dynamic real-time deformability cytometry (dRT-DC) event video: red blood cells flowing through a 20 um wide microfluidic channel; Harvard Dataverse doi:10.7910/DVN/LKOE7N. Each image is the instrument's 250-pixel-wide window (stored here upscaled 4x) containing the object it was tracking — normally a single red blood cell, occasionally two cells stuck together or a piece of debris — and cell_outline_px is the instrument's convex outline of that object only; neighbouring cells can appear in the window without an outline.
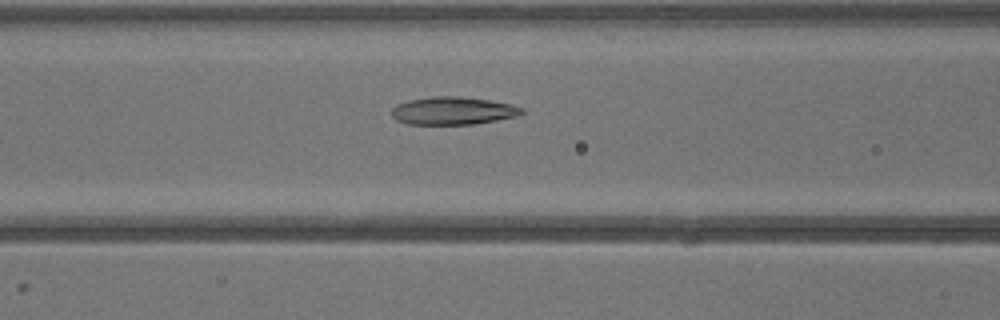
{"species": "common noctule bat (a hibernating species)", "species_latin": "Nyctalus noctula", "temperature_condition": "warm", "stored_images_in_passage": 40, "camera_frame_rate_fps": 3000, "um_per_image_px": 0.085, "animal": {"sex": "male", "body_mass_g": 13.3}, "frame": {"image": 1, "passage_image": 17, "time_ms": 5.333, "image_size_px": [1000, 320], "cell_outline_px": [[524, 112], [516, 116], [496, 120], [472, 124], [408, 124], [396, 120], [392, 116], [392, 108], [396, 104], [408, 100], [432, 96], [460, 96], [488, 100], [512, 104], [524, 108]], "centroid_in_image_um": [38.48, 9.41], "position_along_channel_um": 128.1, "area_um2": 21.1}}
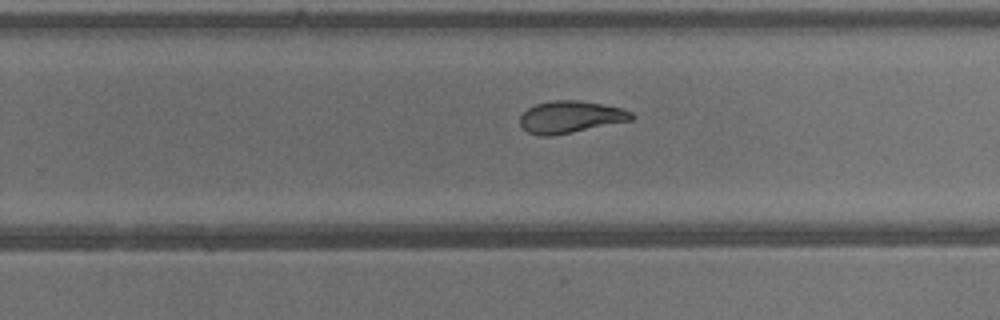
{"frame": {"image": 2, "passage_image": 26, "time_ms": 8.333, "image_size_px": [1000, 320], "cell_outline_px": [[636, 116], [632, 120], [552, 136], [540, 136], [528, 132], [520, 124], [520, 116], [528, 108], [536, 104], [552, 100], [580, 100], [620, 108], [632, 112]], "centroid_in_image_um": [48.48, 9.94], "position_along_channel_um": 281.3, "area_um2": 20.69}}
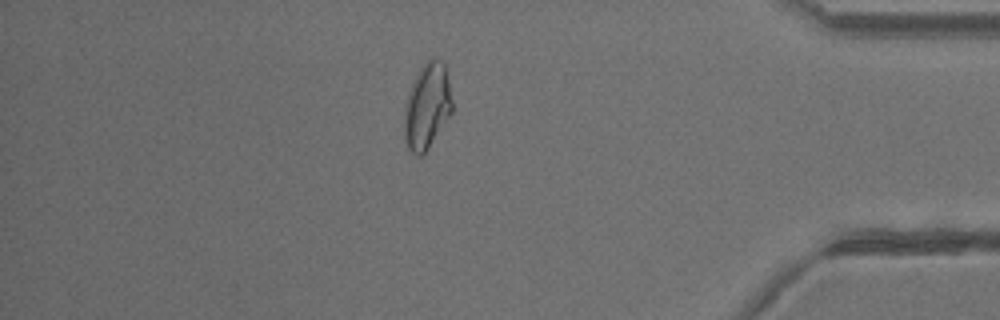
{"frame": {"image": 3, "passage_image": 35, "time_ms": 11.333, "image_size_px": [1000, 320], "cell_outline_px": [[452, 112], [428, 148], [420, 156], [416, 156], [408, 148], [404, 140], [404, 108], [408, 92], [420, 68], [428, 60], [440, 60], [444, 64], [448, 80], [452, 100]], "centroid_in_image_um": [36.28, 9.06], "position_along_channel_um": 398.9, "area_um2": 23.58}}